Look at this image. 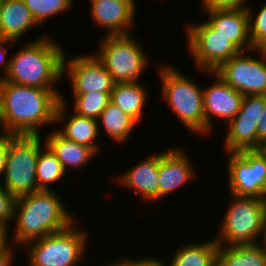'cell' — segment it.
I'll list each match as a JSON object with an SVG mask.
<instances>
[{"instance_id": "cell-36", "label": "cell", "mask_w": 266, "mask_h": 266, "mask_svg": "<svg viewBox=\"0 0 266 266\" xmlns=\"http://www.w3.org/2000/svg\"><path fill=\"white\" fill-rule=\"evenodd\" d=\"M9 231H10V226H6L0 223V253L7 251L13 245L11 243L12 242L11 239L9 238L10 237Z\"/></svg>"}, {"instance_id": "cell-32", "label": "cell", "mask_w": 266, "mask_h": 266, "mask_svg": "<svg viewBox=\"0 0 266 266\" xmlns=\"http://www.w3.org/2000/svg\"><path fill=\"white\" fill-rule=\"evenodd\" d=\"M122 257L116 262L114 261L115 266H167V263L163 258H158L157 256H148L147 257H138V259Z\"/></svg>"}, {"instance_id": "cell-1", "label": "cell", "mask_w": 266, "mask_h": 266, "mask_svg": "<svg viewBox=\"0 0 266 266\" xmlns=\"http://www.w3.org/2000/svg\"><path fill=\"white\" fill-rule=\"evenodd\" d=\"M61 99L49 89L0 81V132L41 135L42 126L55 124Z\"/></svg>"}, {"instance_id": "cell-24", "label": "cell", "mask_w": 266, "mask_h": 266, "mask_svg": "<svg viewBox=\"0 0 266 266\" xmlns=\"http://www.w3.org/2000/svg\"><path fill=\"white\" fill-rule=\"evenodd\" d=\"M216 266H266V243L237 247L218 245Z\"/></svg>"}, {"instance_id": "cell-27", "label": "cell", "mask_w": 266, "mask_h": 266, "mask_svg": "<svg viewBox=\"0 0 266 266\" xmlns=\"http://www.w3.org/2000/svg\"><path fill=\"white\" fill-rule=\"evenodd\" d=\"M110 102V93L91 92L85 94H73L72 113L88 118L98 119L101 112Z\"/></svg>"}, {"instance_id": "cell-8", "label": "cell", "mask_w": 266, "mask_h": 266, "mask_svg": "<svg viewBox=\"0 0 266 266\" xmlns=\"http://www.w3.org/2000/svg\"><path fill=\"white\" fill-rule=\"evenodd\" d=\"M133 34L101 37L94 53L112 76L114 83L139 82L149 67L148 55Z\"/></svg>"}, {"instance_id": "cell-34", "label": "cell", "mask_w": 266, "mask_h": 266, "mask_svg": "<svg viewBox=\"0 0 266 266\" xmlns=\"http://www.w3.org/2000/svg\"><path fill=\"white\" fill-rule=\"evenodd\" d=\"M9 150V133H0V184L2 183V176H4L5 165L7 161Z\"/></svg>"}, {"instance_id": "cell-3", "label": "cell", "mask_w": 266, "mask_h": 266, "mask_svg": "<svg viewBox=\"0 0 266 266\" xmlns=\"http://www.w3.org/2000/svg\"><path fill=\"white\" fill-rule=\"evenodd\" d=\"M55 190H40L16 198L11 241L24 246L29 241L63 230L71 225L76 215L64 206Z\"/></svg>"}, {"instance_id": "cell-18", "label": "cell", "mask_w": 266, "mask_h": 266, "mask_svg": "<svg viewBox=\"0 0 266 266\" xmlns=\"http://www.w3.org/2000/svg\"><path fill=\"white\" fill-rule=\"evenodd\" d=\"M204 12L206 22L240 51L253 49L247 9H210Z\"/></svg>"}, {"instance_id": "cell-39", "label": "cell", "mask_w": 266, "mask_h": 266, "mask_svg": "<svg viewBox=\"0 0 266 266\" xmlns=\"http://www.w3.org/2000/svg\"><path fill=\"white\" fill-rule=\"evenodd\" d=\"M262 150H263L264 153L266 154V144H264V145L262 146Z\"/></svg>"}, {"instance_id": "cell-16", "label": "cell", "mask_w": 266, "mask_h": 266, "mask_svg": "<svg viewBox=\"0 0 266 266\" xmlns=\"http://www.w3.org/2000/svg\"><path fill=\"white\" fill-rule=\"evenodd\" d=\"M187 155L183 147L159 152V200L195 180L196 170Z\"/></svg>"}, {"instance_id": "cell-17", "label": "cell", "mask_w": 266, "mask_h": 266, "mask_svg": "<svg viewBox=\"0 0 266 266\" xmlns=\"http://www.w3.org/2000/svg\"><path fill=\"white\" fill-rule=\"evenodd\" d=\"M137 162L130 169L121 173L116 181L125 189L133 190L143 198V202L151 204L159 201V153H152Z\"/></svg>"}, {"instance_id": "cell-10", "label": "cell", "mask_w": 266, "mask_h": 266, "mask_svg": "<svg viewBox=\"0 0 266 266\" xmlns=\"http://www.w3.org/2000/svg\"><path fill=\"white\" fill-rule=\"evenodd\" d=\"M230 195L266 199V154L261 150L226 153Z\"/></svg>"}, {"instance_id": "cell-26", "label": "cell", "mask_w": 266, "mask_h": 266, "mask_svg": "<svg viewBox=\"0 0 266 266\" xmlns=\"http://www.w3.org/2000/svg\"><path fill=\"white\" fill-rule=\"evenodd\" d=\"M44 148L40 149L37 160L36 179L39 190H54L50 185L56 184L63 179L66 174L62 164L58 160L56 154L44 141Z\"/></svg>"}, {"instance_id": "cell-15", "label": "cell", "mask_w": 266, "mask_h": 266, "mask_svg": "<svg viewBox=\"0 0 266 266\" xmlns=\"http://www.w3.org/2000/svg\"><path fill=\"white\" fill-rule=\"evenodd\" d=\"M93 23L105 29L102 36L127 35L133 33L137 4L135 0H89ZM131 30V31H130Z\"/></svg>"}, {"instance_id": "cell-6", "label": "cell", "mask_w": 266, "mask_h": 266, "mask_svg": "<svg viewBox=\"0 0 266 266\" xmlns=\"http://www.w3.org/2000/svg\"><path fill=\"white\" fill-rule=\"evenodd\" d=\"M76 223L26 243L22 247L27 249L25 266H80L87 255L90 235L86 229L77 228Z\"/></svg>"}, {"instance_id": "cell-28", "label": "cell", "mask_w": 266, "mask_h": 266, "mask_svg": "<svg viewBox=\"0 0 266 266\" xmlns=\"http://www.w3.org/2000/svg\"><path fill=\"white\" fill-rule=\"evenodd\" d=\"M36 23L41 27L51 17L70 10L74 0H23Z\"/></svg>"}, {"instance_id": "cell-20", "label": "cell", "mask_w": 266, "mask_h": 266, "mask_svg": "<svg viewBox=\"0 0 266 266\" xmlns=\"http://www.w3.org/2000/svg\"><path fill=\"white\" fill-rule=\"evenodd\" d=\"M40 27L23 0H2L0 5V38L20 41L31 29Z\"/></svg>"}, {"instance_id": "cell-21", "label": "cell", "mask_w": 266, "mask_h": 266, "mask_svg": "<svg viewBox=\"0 0 266 266\" xmlns=\"http://www.w3.org/2000/svg\"><path fill=\"white\" fill-rule=\"evenodd\" d=\"M51 131L45 138V142L56 154L66 173L72 169L84 168L88 162H92L93 158L98 156L91 148L67 140L57 129Z\"/></svg>"}, {"instance_id": "cell-31", "label": "cell", "mask_w": 266, "mask_h": 266, "mask_svg": "<svg viewBox=\"0 0 266 266\" xmlns=\"http://www.w3.org/2000/svg\"><path fill=\"white\" fill-rule=\"evenodd\" d=\"M248 0H201L202 13L210 9H247Z\"/></svg>"}, {"instance_id": "cell-29", "label": "cell", "mask_w": 266, "mask_h": 266, "mask_svg": "<svg viewBox=\"0 0 266 266\" xmlns=\"http://www.w3.org/2000/svg\"><path fill=\"white\" fill-rule=\"evenodd\" d=\"M248 7L250 40L253 49L266 50V3L263 4L260 11L254 16V11ZM253 12V13H252Z\"/></svg>"}, {"instance_id": "cell-35", "label": "cell", "mask_w": 266, "mask_h": 266, "mask_svg": "<svg viewBox=\"0 0 266 266\" xmlns=\"http://www.w3.org/2000/svg\"><path fill=\"white\" fill-rule=\"evenodd\" d=\"M266 144V103L263 108L262 115L258 120L257 126V150H261L262 146Z\"/></svg>"}, {"instance_id": "cell-7", "label": "cell", "mask_w": 266, "mask_h": 266, "mask_svg": "<svg viewBox=\"0 0 266 266\" xmlns=\"http://www.w3.org/2000/svg\"><path fill=\"white\" fill-rule=\"evenodd\" d=\"M41 135L9 133V150L1 185L16 198L40 191L37 184V160Z\"/></svg>"}, {"instance_id": "cell-14", "label": "cell", "mask_w": 266, "mask_h": 266, "mask_svg": "<svg viewBox=\"0 0 266 266\" xmlns=\"http://www.w3.org/2000/svg\"><path fill=\"white\" fill-rule=\"evenodd\" d=\"M214 82L203 87L204 135L212 132L214 119L227 125L239 112L244 95L230 87L215 72H210Z\"/></svg>"}, {"instance_id": "cell-37", "label": "cell", "mask_w": 266, "mask_h": 266, "mask_svg": "<svg viewBox=\"0 0 266 266\" xmlns=\"http://www.w3.org/2000/svg\"><path fill=\"white\" fill-rule=\"evenodd\" d=\"M17 247L15 245H12L7 251L0 253V266H12L13 260L16 253ZM15 250V251H14Z\"/></svg>"}, {"instance_id": "cell-13", "label": "cell", "mask_w": 266, "mask_h": 266, "mask_svg": "<svg viewBox=\"0 0 266 266\" xmlns=\"http://www.w3.org/2000/svg\"><path fill=\"white\" fill-rule=\"evenodd\" d=\"M66 58L64 54L63 75L68 76L72 94L112 92L115 84L112 76L94 53Z\"/></svg>"}, {"instance_id": "cell-22", "label": "cell", "mask_w": 266, "mask_h": 266, "mask_svg": "<svg viewBox=\"0 0 266 266\" xmlns=\"http://www.w3.org/2000/svg\"><path fill=\"white\" fill-rule=\"evenodd\" d=\"M141 82L114 84L110 93V102L124 113L130 115L139 125L145 116V107L149 97L146 87Z\"/></svg>"}, {"instance_id": "cell-9", "label": "cell", "mask_w": 266, "mask_h": 266, "mask_svg": "<svg viewBox=\"0 0 266 266\" xmlns=\"http://www.w3.org/2000/svg\"><path fill=\"white\" fill-rule=\"evenodd\" d=\"M187 50L197 71L210 75L240 50L226 37L215 31L205 20L186 24Z\"/></svg>"}, {"instance_id": "cell-25", "label": "cell", "mask_w": 266, "mask_h": 266, "mask_svg": "<svg viewBox=\"0 0 266 266\" xmlns=\"http://www.w3.org/2000/svg\"><path fill=\"white\" fill-rule=\"evenodd\" d=\"M97 122L98 126H103L98 128H102L101 130H104L107 137L117 144H122L129 140L134 127L139 126L130 115L124 113L112 102H109L107 107L101 112Z\"/></svg>"}, {"instance_id": "cell-23", "label": "cell", "mask_w": 266, "mask_h": 266, "mask_svg": "<svg viewBox=\"0 0 266 266\" xmlns=\"http://www.w3.org/2000/svg\"><path fill=\"white\" fill-rule=\"evenodd\" d=\"M218 244L214 239L184 243L170 255L167 266H216Z\"/></svg>"}, {"instance_id": "cell-4", "label": "cell", "mask_w": 266, "mask_h": 266, "mask_svg": "<svg viewBox=\"0 0 266 266\" xmlns=\"http://www.w3.org/2000/svg\"><path fill=\"white\" fill-rule=\"evenodd\" d=\"M214 240L219 246L237 247L265 241L266 199L230 195ZM261 238V239H260Z\"/></svg>"}, {"instance_id": "cell-5", "label": "cell", "mask_w": 266, "mask_h": 266, "mask_svg": "<svg viewBox=\"0 0 266 266\" xmlns=\"http://www.w3.org/2000/svg\"><path fill=\"white\" fill-rule=\"evenodd\" d=\"M162 99L187 130L204 136L203 86L171 64L158 67Z\"/></svg>"}, {"instance_id": "cell-11", "label": "cell", "mask_w": 266, "mask_h": 266, "mask_svg": "<svg viewBox=\"0 0 266 266\" xmlns=\"http://www.w3.org/2000/svg\"><path fill=\"white\" fill-rule=\"evenodd\" d=\"M245 52L240 51L232 56L214 72L244 96H266V50L251 49ZM252 52L258 56H252Z\"/></svg>"}, {"instance_id": "cell-12", "label": "cell", "mask_w": 266, "mask_h": 266, "mask_svg": "<svg viewBox=\"0 0 266 266\" xmlns=\"http://www.w3.org/2000/svg\"><path fill=\"white\" fill-rule=\"evenodd\" d=\"M266 103L264 95H245L237 115L226 125V153L257 150V126Z\"/></svg>"}, {"instance_id": "cell-38", "label": "cell", "mask_w": 266, "mask_h": 266, "mask_svg": "<svg viewBox=\"0 0 266 266\" xmlns=\"http://www.w3.org/2000/svg\"><path fill=\"white\" fill-rule=\"evenodd\" d=\"M110 263V264H109ZM108 264H105V265H103V266H115V264H114V262L113 261H111V262H109Z\"/></svg>"}, {"instance_id": "cell-19", "label": "cell", "mask_w": 266, "mask_h": 266, "mask_svg": "<svg viewBox=\"0 0 266 266\" xmlns=\"http://www.w3.org/2000/svg\"><path fill=\"white\" fill-rule=\"evenodd\" d=\"M66 105H68V102L66 97L62 95L56 108L55 125L61 124L62 126V124H64L63 127L60 129L58 128L57 131L67 140L87 146L99 155L98 152L99 150L101 151V149L97 138L100 136L101 130L98 128L97 120L80 116L75 112L70 115ZM66 113H69V115Z\"/></svg>"}, {"instance_id": "cell-30", "label": "cell", "mask_w": 266, "mask_h": 266, "mask_svg": "<svg viewBox=\"0 0 266 266\" xmlns=\"http://www.w3.org/2000/svg\"><path fill=\"white\" fill-rule=\"evenodd\" d=\"M16 197L0 184V223L9 226L14 220Z\"/></svg>"}, {"instance_id": "cell-2", "label": "cell", "mask_w": 266, "mask_h": 266, "mask_svg": "<svg viewBox=\"0 0 266 266\" xmlns=\"http://www.w3.org/2000/svg\"><path fill=\"white\" fill-rule=\"evenodd\" d=\"M55 41L48 35L28 40L16 53L9 55V69L3 80L49 89L61 99V91L56 85L63 78L65 52L64 47Z\"/></svg>"}, {"instance_id": "cell-33", "label": "cell", "mask_w": 266, "mask_h": 266, "mask_svg": "<svg viewBox=\"0 0 266 266\" xmlns=\"http://www.w3.org/2000/svg\"><path fill=\"white\" fill-rule=\"evenodd\" d=\"M15 43L16 42L11 40L0 38V67L3 69L1 73L2 75L0 74V81L5 78V75L9 69L10 58L8 59V56H6L8 50L7 46L11 47L16 45Z\"/></svg>"}]
</instances>
